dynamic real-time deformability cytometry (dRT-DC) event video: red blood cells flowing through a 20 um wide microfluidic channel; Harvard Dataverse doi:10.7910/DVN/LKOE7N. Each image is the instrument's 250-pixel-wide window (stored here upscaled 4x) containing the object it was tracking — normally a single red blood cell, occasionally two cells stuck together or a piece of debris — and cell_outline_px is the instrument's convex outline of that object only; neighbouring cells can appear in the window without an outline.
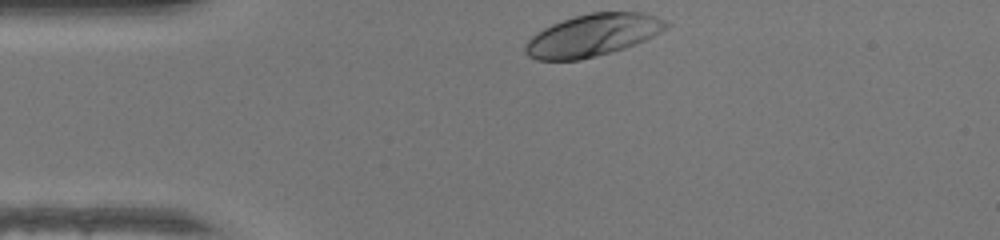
{"species": "human", "species_latin": "Homo sapiens", "temperature_condition": "warm", "stored_images_in_passage": 29, "camera_frame_rate_fps": 3000, "um_per_image_px": 0.085, "donor": {"sex": "female"}, "frame": {"image": 1, "passage_image": 1, "time_ms": 0.0, "image_size_px": [1000, 240], "cell_outline_px": [[672, 24], [668, 28], [636, 44], [624, 48], [580, 60], [536, 60], [528, 56], [524, 52], [524, 44], [536, 32], [552, 24], [576, 16], [592, 12], [640, 12], [656, 16]], "centroid_in_image_um": [50.37, 2.99], "position_along_channel_um": 34.6, "area_um2": 34.51}}
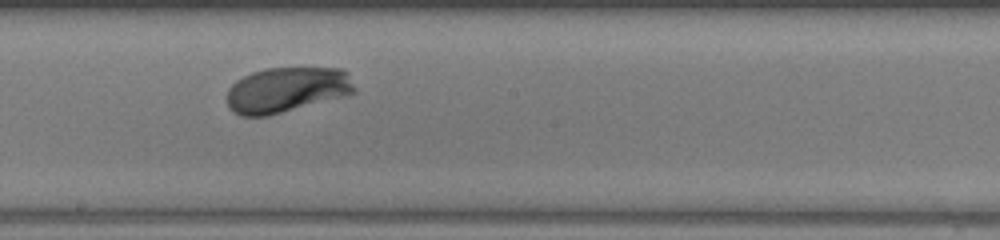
{"frame": {"image": 2, "passage_image": 17, "time_ms": 5.333, "image_size_px": [1000, 240], "cell_outline_px": [[356, 92], [348, 96], [268, 116], [240, 116], [232, 112], [228, 108], [228, 88], [236, 80], [252, 72], [268, 68], [344, 68], [348, 72], [356, 88]], "centroid_in_image_um": [24.41, 7.64], "position_along_channel_um": 223.8, "area_um2": 34.22}}
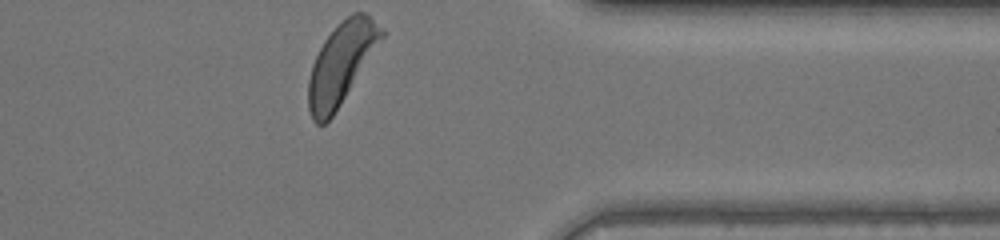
{"frame": {"image": 3, "passage_image": 29, "time_ms": 9.333, "image_size_px": [1000, 240], "cell_outline_px": [[384, 36], [340, 104], [332, 116], [324, 124], [316, 124], [312, 120], [308, 108], [308, 80], [312, 64], [324, 40], [352, 12], [364, 12], [384, 28]], "centroid_in_image_um": [28.99, 5.41], "position_along_channel_um": 382.4, "area_um2": 33.76}, "authors_computed_cell_mechanics": {"area_um2": 33.9864, "velocity_mm_per_s": 4.3012, "shape_relaxation_time_tau1_ms": 1.3184, "shape_relaxation_time_tau2_ms": null, "deformation_change_tau1": 0.1233, "deformation_change_tau2": null}}